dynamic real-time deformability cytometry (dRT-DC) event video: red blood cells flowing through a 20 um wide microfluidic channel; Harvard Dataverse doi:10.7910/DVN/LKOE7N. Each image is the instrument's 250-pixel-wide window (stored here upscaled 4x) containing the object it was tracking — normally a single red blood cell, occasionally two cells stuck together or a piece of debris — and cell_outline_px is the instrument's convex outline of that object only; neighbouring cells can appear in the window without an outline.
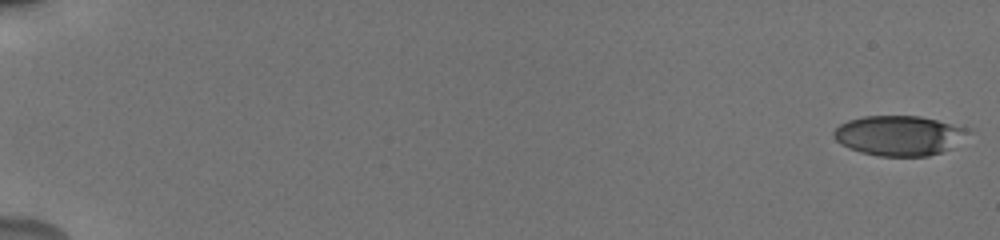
{"species": "human", "species_latin": "Homo sapiens", "temperature_condition": "cold", "stored_images_in_passage": 56, "camera_frame_rate_fps": 3000, "um_per_image_px": 0.085, "donor": {"sex": "male"}, "frame": {"image": 1, "passage_image": 1, "time_ms": 0.0, "image_size_px": [1000, 240], "cell_outline_px": [[972, 132], [952, 148], [928, 156], [876, 156], [860, 152], [848, 148], [840, 144], [832, 136], [832, 132], [840, 124], [848, 120], [864, 116], [920, 116], [972, 128]], "centroid_in_image_um": [76.44, 11.52], "position_along_channel_um": 8.6, "area_um2": 31.67}}
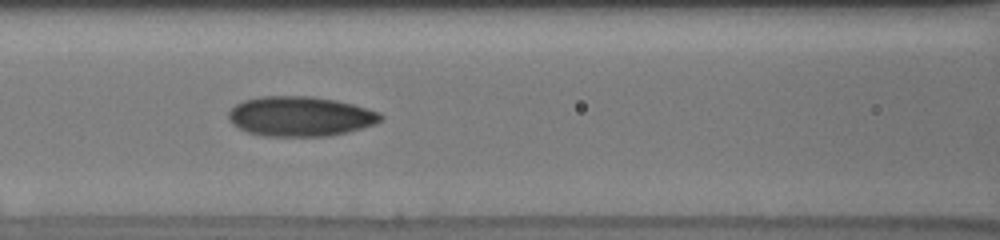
{"frame": {"image": 2, "passage_image": 27, "time_ms": 8.667, "image_size_px": [1000, 240], "cell_outline_px": [[384, 116], [380, 120], [372, 124], [348, 132], [332, 136], [264, 136], [248, 132], [232, 124], [228, 120], [228, 112], [236, 104], [244, 100], [260, 96], [312, 96], [336, 100], [352, 104], [380, 112]], "centroid_in_image_um": [25.5, 9.89], "position_along_channel_um": 141.1, "area_um2": 35.32}}
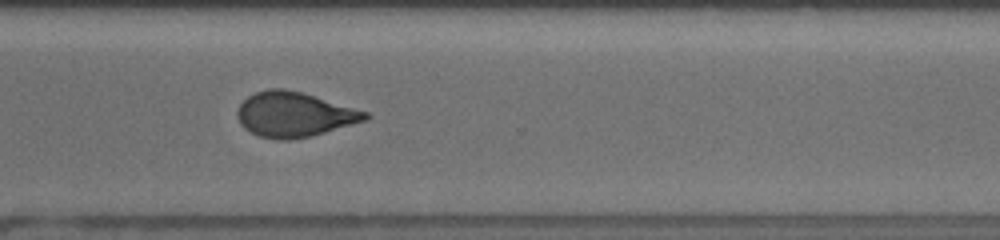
{"frame": {"image": 3, "passage_image": 43, "time_ms": 14.0, "image_size_px": [1000, 240], "cell_outline_px": [[372, 116], [364, 120], [312, 136], [288, 140], [276, 140], [260, 136], [244, 128], [240, 124], [236, 112], [240, 104], [248, 96], [256, 92], [268, 88], [284, 88], [300, 92], [368, 112]], "centroid_in_image_um": [24.97, 9.73], "position_along_channel_um": 345.6, "area_um2": 33.12}, "authors_computed_cell_mechanics": {"area_um2": 32.9171, "velocity_mm_per_s": 3.8435, "shape_relaxation_time_tau1_ms": null, "shape_relaxation_time_tau2_ms": 1.5654, "deformation_change_tau1": null, "deformation_change_tau2": 0.0856}}